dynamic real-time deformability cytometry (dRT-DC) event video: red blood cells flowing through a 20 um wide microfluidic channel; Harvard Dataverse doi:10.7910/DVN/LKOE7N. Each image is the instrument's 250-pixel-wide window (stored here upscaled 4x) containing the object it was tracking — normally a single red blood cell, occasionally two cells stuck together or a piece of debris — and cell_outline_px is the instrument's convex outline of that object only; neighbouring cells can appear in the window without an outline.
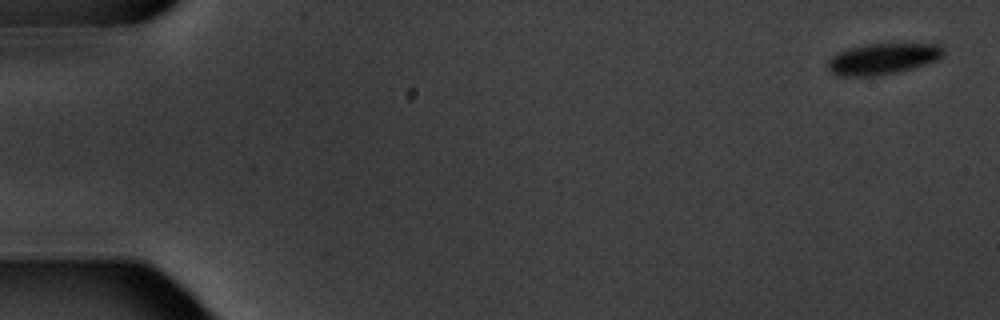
{"species": "common noctule bat (a hibernating species)", "species_latin": "Nyctalus noctula", "temperature_condition": "warm", "stored_images_in_passage": 8, "camera_frame_rate_fps": 3000, "um_per_image_px": 0.085, "animal": {"sex": "male", "body_mass_g": 20.1, "forearm_length_mm": 53.5}, "frame": {"image": 1, "passage_image": 1, "time_ms": 0.0, "image_size_px": [1000, 320], "cell_outline_px": [[944, 56], [940, 60], [912, 68], [896, 72], [876, 76], [840, 76], [832, 72], [828, 68], [828, 60], [832, 56], [840, 52], [864, 44], [940, 44], [944, 48]], "centroid_in_image_um": [75.09, 5.0], "position_along_channel_um": 9.9, "area_um2": 20.87}}
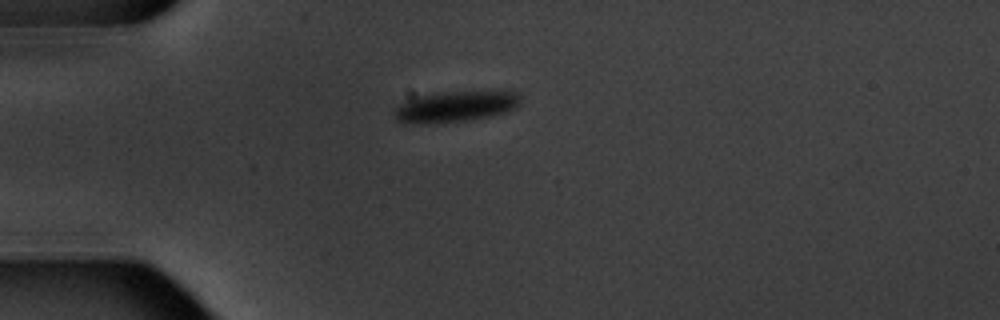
{"frame": {"image": 2, "passage_image": 5, "time_ms": 4.667, "image_size_px": [1000, 320], "cell_outline_px": [[520, 104], [516, 108], [504, 112], [488, 116], [468, 120], [428, 124], [396, 120], [392, 112], [400, 104], [416, 96], [440, 92], [504, 88], [516, 92], [520, 96]], "centroid_in_image_um": [38.82, 8.99], "position_along_channel_um": 46.2, "area_um2": 23.41}}
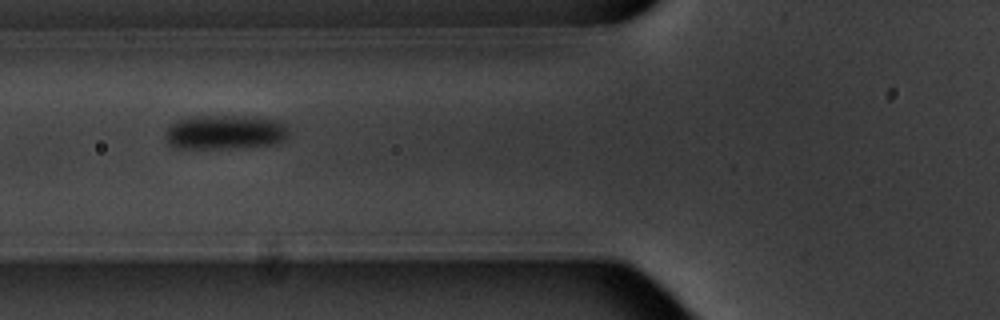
{"frame": {"image": 3, "passage_image": 7, "time_ms": 7.0, "image_size_px": [1000, 320], "cell_outline_px": [[288, 136], [284, 140], [276, 144], [232, 148], [176, 148], [168, 144], [168, 124], [176, 120], [188, 116], [256, 116], [280, 120], [288, 124]], "centroid_in_image_um": [19.19, 11.21], "position_along_channel_um": 106.6, "area_um2": 25.14}}